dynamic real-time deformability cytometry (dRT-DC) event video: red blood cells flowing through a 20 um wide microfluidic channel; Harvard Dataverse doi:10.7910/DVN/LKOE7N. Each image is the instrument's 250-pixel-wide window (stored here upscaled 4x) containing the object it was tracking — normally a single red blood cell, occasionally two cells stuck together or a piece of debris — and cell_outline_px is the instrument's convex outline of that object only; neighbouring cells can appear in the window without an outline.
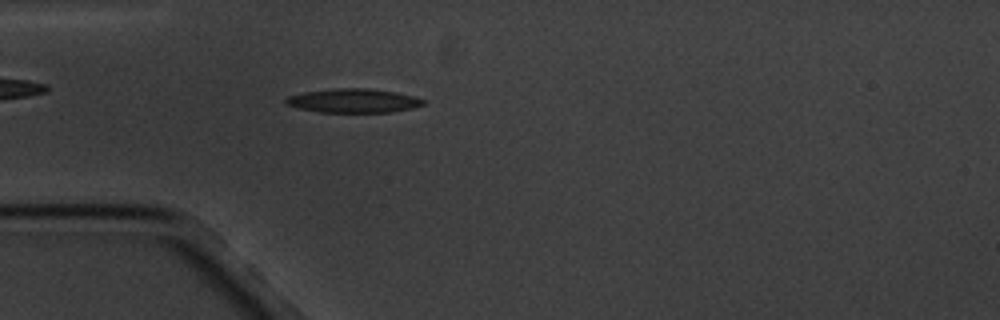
{"species": "common noctule bat (a hibernating species)", "species_latin": "Nyctalus noctula", "temperature_condition": "cold", "stored_images_in_passage": 3, "camera_frame_rate_fps": 3000, "um_per_image_px": 0.085, "animal": {"sex": "male", "body_mass_g": 20.1, "forearm_length_mm": 53.5}, "frame": {"image": 1, "passage_image": 3, "time_ms": 2.333, "image_size_px": [1000, 320], "cell_outline_px": [[424, 104], [412, 108], [392, 112], [320, 112], [300, 108], [284, 104], [284, 100], [288, 96], [304, 92], [332, 88], [368, 88], [396, 92], [412, 96], [424, 100]], "centroid_in_image_um": [30.01, 8.55], "position_along_channel_um": 55.0, "area_um2": 19.13}}